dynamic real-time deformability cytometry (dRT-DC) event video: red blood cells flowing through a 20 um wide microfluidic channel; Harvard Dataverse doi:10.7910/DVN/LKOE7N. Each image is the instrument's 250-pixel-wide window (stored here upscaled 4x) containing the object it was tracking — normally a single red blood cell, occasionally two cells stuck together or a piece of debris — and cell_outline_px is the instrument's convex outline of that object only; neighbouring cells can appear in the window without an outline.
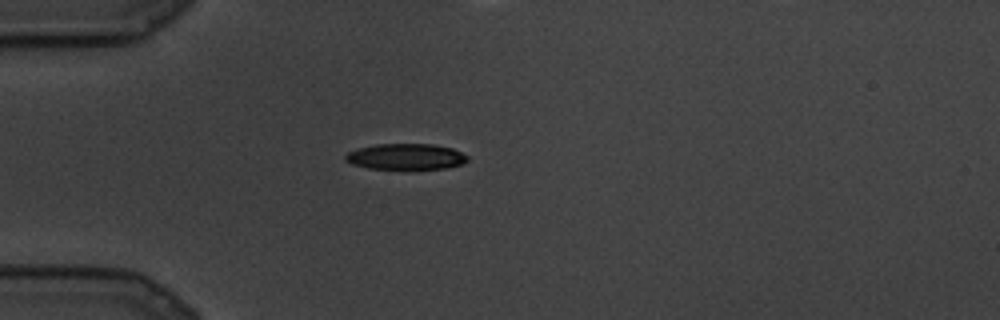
{"species": "common noctule bat (a hibernating species)", "species_latin": "Nyctalus noctula", "temperature_condition": "cold", "stored_images_in_passage": 49, "camera_frame_rate_fps": 3000, "um_per_image_px": 0.085, "animal": {"sex": "male", "body_mass_g": 19.5, "forearm_length_mm": 54.6}, "frame": {"image": 1, "passage_image": 1, "time_ms": 0.0, "image_size_px": [1000, 320], "cell_outline_px": [[468, 160], [464, 164], [448, 168], [408, 172], [368, 168], [352, 164], [344, 160], [344, 156], [348, 152], [360, 148], [376, 144], [432, 144], [452, 148], [468, 156]], "centroid_in_image_um": [34.52, 13.37], "position_along_channel_um": 50.5, "area_um2": 19.42}}
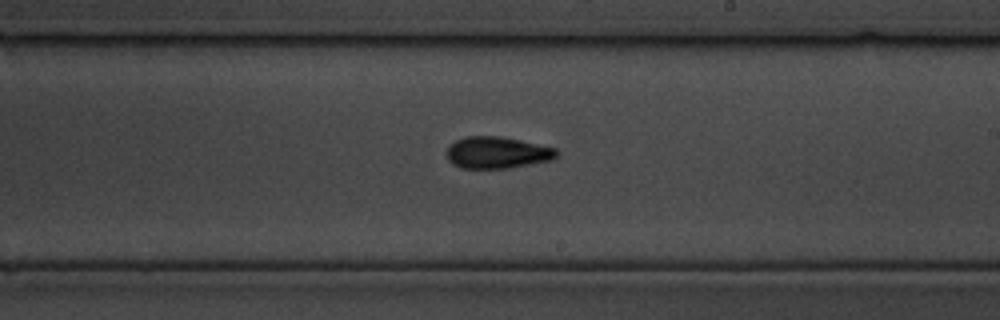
{"frame": {"image": 2, "passage_image": 29, "time_ms": 9.333, "image_size_px": [1000, 320], "cell_outline_px": [[560, 152], [552, 160], [508, 168], [460, 168], [452, 164], [448, 160], [444, 152], [456, 140], [468, 136], [500, 136], [556, 148]], "centroid_in_image_um": [42.24, 12.98], "position_along_channel_um": 246.8, "area_um2": 20.35}}
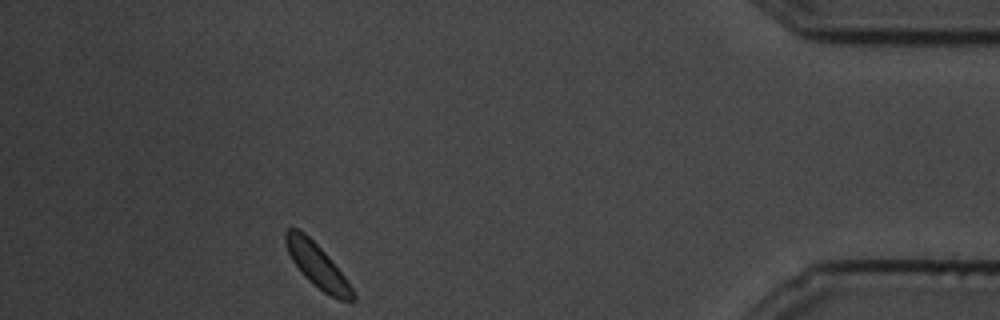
{"frame": {"image": 3, "passage_image": 49, "time_ms": 16.0, "image_size_px": [1000, 320], "cell_outline_px": [[356, 300], [340, 300], [324, 292], [308, 280], [304, 276], [292, 260], [288, 252], [284, 240], [284, 232], [288, 228], [296, 228], [304, 232], [328, 256], [344, 276], [352, 288], [356, 296]], "centroid_in_image_um": [26.94, 22.56], "position_along_channel_um": 408.3, "area_um2": 16.82}}